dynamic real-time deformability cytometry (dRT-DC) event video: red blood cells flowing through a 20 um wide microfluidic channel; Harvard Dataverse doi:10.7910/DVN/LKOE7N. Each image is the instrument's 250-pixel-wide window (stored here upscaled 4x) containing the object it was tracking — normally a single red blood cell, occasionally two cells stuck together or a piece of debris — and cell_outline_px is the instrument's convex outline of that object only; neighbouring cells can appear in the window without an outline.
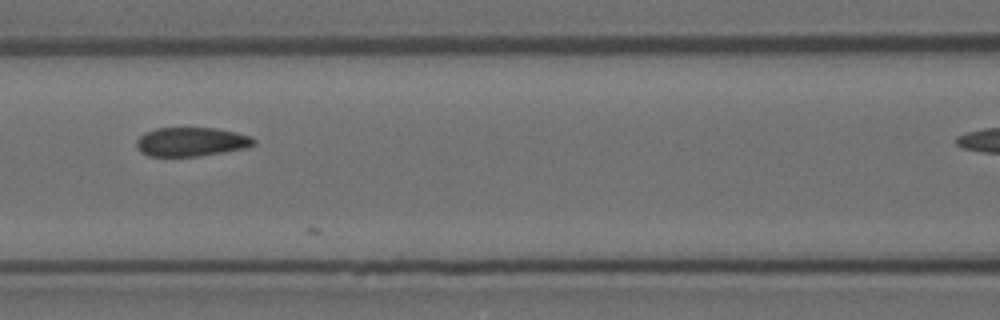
{"species": "Egyptian fruit bat (a non-hibernating species)", "species_latin": "Rousettus aegyptiacus", "temperature_condition": "room temperature", "stored_images_in_passage": 6, "camera_frame_rate_fps": 3000, "um_per_image_px": 0.085, "animal": {"sex": "female"}, "frame": {"image": 1, "passage_image": 4, "time_ms": 1.0, "image_size_px": [1000, 320], "cell_outline_px": [[256, 144], [248, 148], [200, 156], [148, 156], [140, 152], [136, 144], [136, 140], [144, 132], [156, 128], [216, 128], [236, 132], [252, 136], [256, 140]], "centroid_in_image_um": [16.28, 12.05], "position_along_channel_um": 150.3, "area_um2": 20.06}}